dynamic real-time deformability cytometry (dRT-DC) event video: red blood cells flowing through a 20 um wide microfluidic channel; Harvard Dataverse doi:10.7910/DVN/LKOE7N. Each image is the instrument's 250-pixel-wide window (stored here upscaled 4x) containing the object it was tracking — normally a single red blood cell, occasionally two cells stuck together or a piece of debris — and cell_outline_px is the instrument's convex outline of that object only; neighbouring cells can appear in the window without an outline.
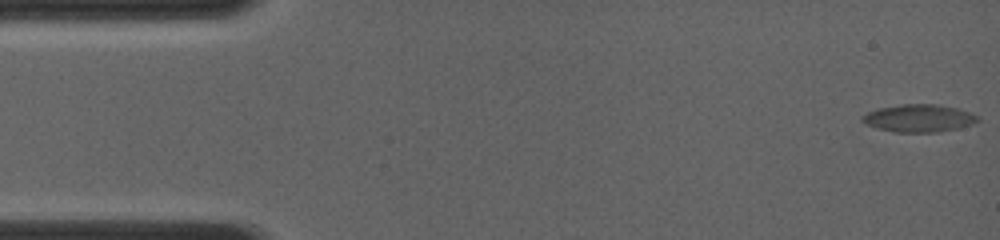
{"species": "common noctule bat (a hibernating species)", "species_latin": "Nyctalus noctula", "temperature_condition": "room temperature", "stored_images_in_passage": 47, "camera_frame_rate_fps": 4000, "um_per_image_px": 0.085, "animal": {"sex": "female", "body_mass_g": 19.0, "forearm_length_mm": 56.7}, "frame": {"image": 1, "passage_image": 1, "time_ms": 0.0, "image_size_px": [1000, 240], "cell_outline_px": [[980, 120], [972, 124], [956, 128], [936, 132], [892, 132], [876, 128], [864, 124], [860, 120], [860, 116], [868, 112], [880, 108], [900, 104], [936, 104], [956, 108], [968, 112], [976, 116]], "centroid_in_image_um": [78.03, 10.05], "position_along_channel_um": 7.0, "area_um2": 18.5}}
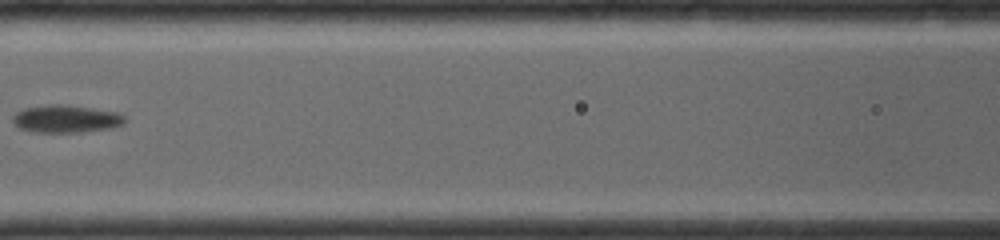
{"frame": {"image": 2, "passage_image": 20, "time_ms": 6.75, "image_size_px": [1000, 240], "cell_outline_px": [[124, 124], [112, 128], [80, 132], [32, 132], [20, 128], [12, 120], [12, 116], [16, 112], [24, 108], [48, 104], [68, 104], [116, 112], [124, 116]], "centroid_in_image_um": [5.59, 10.09], "position_along_channel_um": 161.0, "area_um2": 18.09}}
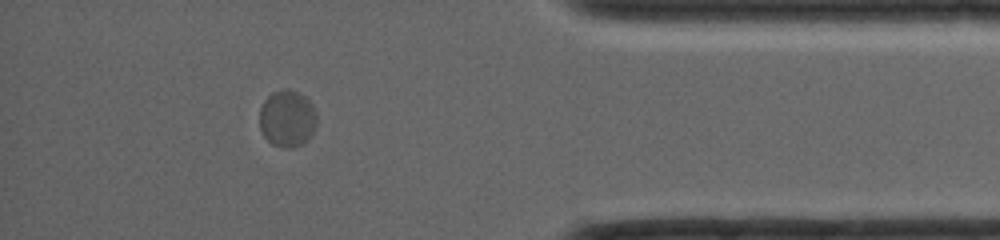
{"frame": {"image": 3, "passage_image": 39, "time_ms": 13.25, "image_size_px": [1000, 240], "cell_outline_px": [[316, 128], [308, 140], [292, 148], [284, 148], [272, 144], [264, 136], [260, 128], [260, 108], [264, 100], [272, 92], [284, 88], [288, 88], [304, 96], [312, 104], [316, 112]], "centroid_in_image_um": [24.42, 10.07], "position_along_channel_um": 410.8, "area_um2": 19.07}}